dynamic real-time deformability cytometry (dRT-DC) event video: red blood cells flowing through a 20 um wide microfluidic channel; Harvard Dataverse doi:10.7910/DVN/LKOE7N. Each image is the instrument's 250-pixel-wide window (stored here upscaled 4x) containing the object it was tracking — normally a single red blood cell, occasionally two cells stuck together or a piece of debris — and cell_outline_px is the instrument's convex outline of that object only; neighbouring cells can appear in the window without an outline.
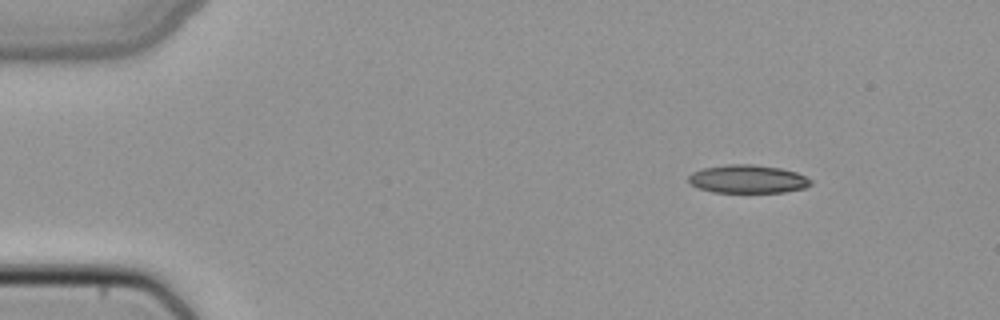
{"species": "common noctule bat (a hibernating species)", "species_latin": "Nyctalus noctula", "temperature_condition": "cold", "stored_images_in_passage": 44, "camera_frame_rate_fps": 3000, "um_per_image_px": 0.085, "animal": {"sex": "female", "body_mass_g": 22.7, "forearm_length_mm": 54.2}, "frame": {"image": 1, "passage_image": 1, "time_ms": 0.0, "image_size_px": [1000, 320], "cell_outline_px": [[812, 184], [804, 188], [784, 192], [712, 192], [700, 188], [692, 184], [688, 180], [688, 176], [692, 172], [704, 168], [728, 164], [752, 164], [780, 168], [796, 172], [812, 180]], "centroid_in_image_um": [63.57, 15.22], "position_along_channel_um": 21.4, "area_um2": 20.0}}
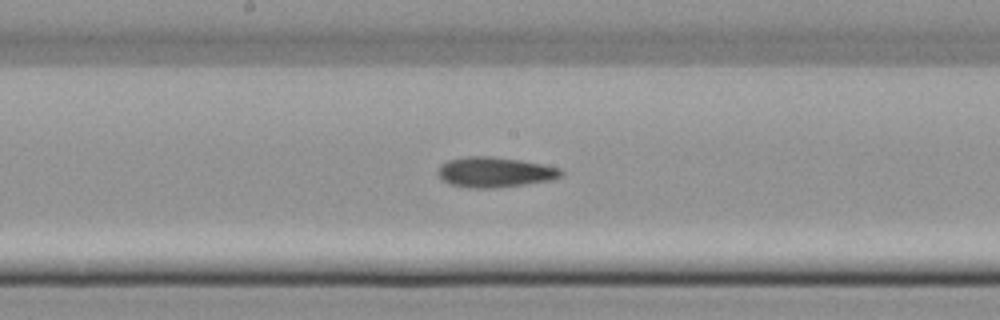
{"frame": {"image": 2, "passage_image": 21, "time_ms": 6.667, "image_size_px": [1000, 320], "cell_outline_px": [[564, 176], [552, 180], [496, 188], [468, 188], [448, 184], [440, 180], [436, 176], [436, 172], [440, 164], [448, 160], [468, 156], [492, 156], [520, 160], [544, 164], [560, 168], [564, 172]], "centroid_in_image_um": [42.02, 14.64], "position_along_channel_um": 206.2, "area_um2": 22.2}}
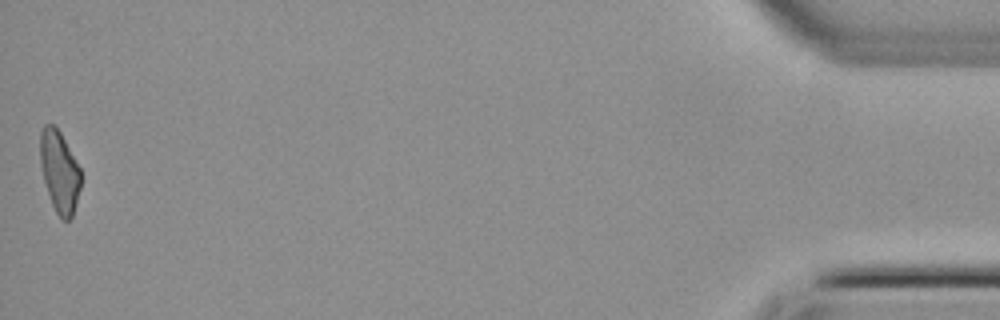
{"frame": {"image": 3, "passage_image": 44, "time_ms": 14.333, "image_size_px": [1000, 320], "cell_outline_px": [[80, 188], [72, 216], [68, 220], [60, 220], [52, 204], [44, 180], [40, 164], [40, 132], [44, 124], [52, 124], [60, 132], [80, 168]], "centroid_in_image_um": [5.04, 14.58], "position_along_channel_um": 430.2, "area_um2": 19.07}}